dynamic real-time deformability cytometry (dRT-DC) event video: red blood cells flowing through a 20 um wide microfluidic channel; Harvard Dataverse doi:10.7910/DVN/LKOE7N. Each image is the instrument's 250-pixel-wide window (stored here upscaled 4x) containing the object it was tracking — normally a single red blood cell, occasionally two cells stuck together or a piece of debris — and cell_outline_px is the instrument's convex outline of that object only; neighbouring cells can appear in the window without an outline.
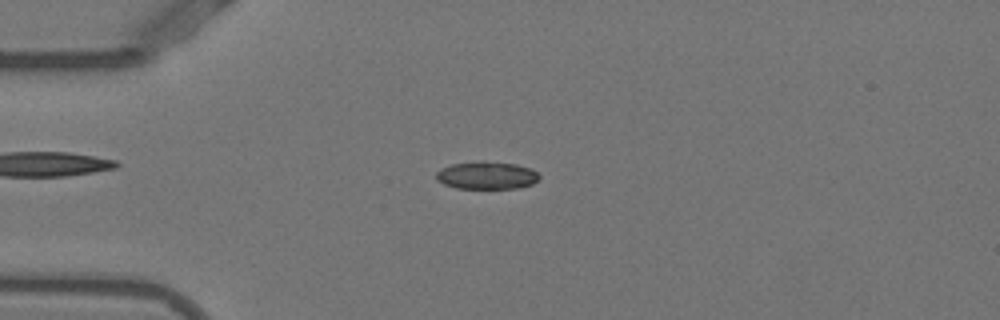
{"species": "Egyptian fruit bat (a non-hibernating species)", "species_latin": "Rousettus aegyptiacus", "temperature_condition": "warm", "stored_images_in_passage": 52, "camera_frame_rate_fps": 3000, "um_per_image_px": 0.085, "animal": {"sex": "female"}, "frame": {"image": 1, "passage_image": 13, "time_ms": 4.0, "image_size_px": [1000, 320], "cell_outline_px": [[540, 176], [532, 184], [520, 188], [456, 188], [444, 184], [436, 180], [436, 172], [440, 168], [452, 164], [480, 160], [516, 164], [532, 168]], "centroid_in_image_um": [41.35, 14.89], "position_along_channel_um": 43.7, "area_um2": 16.76}}
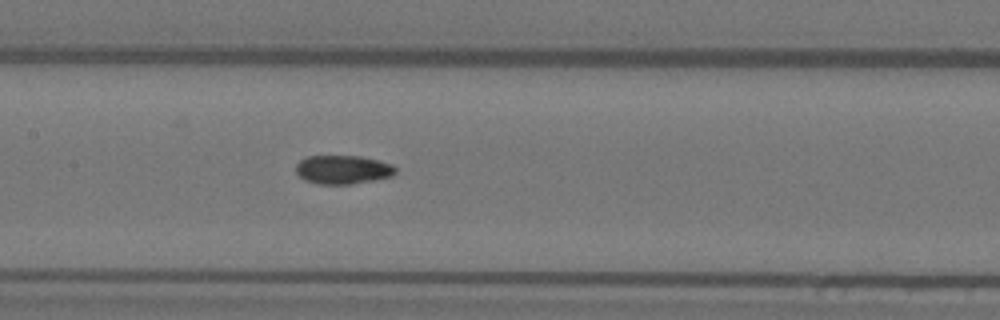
{"frame": {"image": 2, "passage_image": 25, "time_ms": 8.0, "image_size_px": [1000, 320], "cell_outline_px": [[396, 172], [392, 176], [352, 184], [320, 184], [304, 180], [296, 172], [296, 164], [300, 160], [308, 156], [360, 156], [392, 164], [396, 168]], "centroid_in_image_um": [29.13, 14.42], "position_along_channel_um": 178.3, "area_um2": 16.59}}
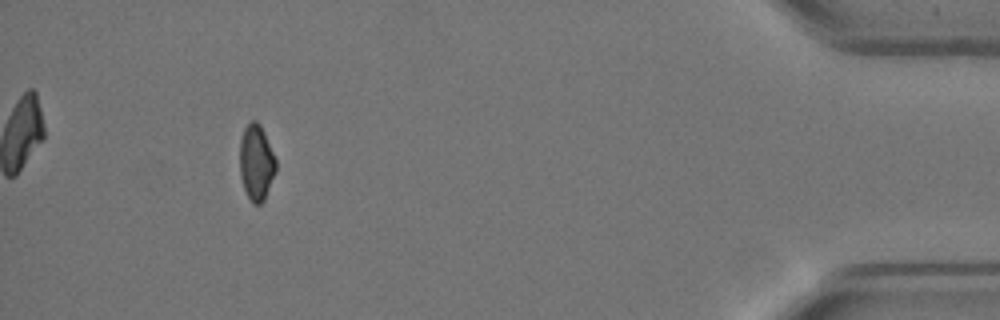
{"frame": {"image": 3, "passage_image": 48, "time_ms": 15.667, "image_size_px": [1000, 320], "cell_outline_px": [[276, 172], [264, 200], [260, 204], [252, 204], [244, 188], [240, 176], [240, 140], [244, 128], [252, 120], [256, 120], [260, 124], [264, 132], [276, 160]], "centroid_in_image_um": [21.79, 13.82], "position_along_channel_um": 413.4, "area_um2": 15.95}, "authors_computed_cell_mechanics": {"area_um2": 16.5597, "velocity_mm_per_s": 3.8955, "shape_relaxation_time_tau1_ms": null, "shape_relaxation_time_tau2_ms": 4.1577, "deformation_change_tau1": null, "deformation_change_tau2": 0.0947}}